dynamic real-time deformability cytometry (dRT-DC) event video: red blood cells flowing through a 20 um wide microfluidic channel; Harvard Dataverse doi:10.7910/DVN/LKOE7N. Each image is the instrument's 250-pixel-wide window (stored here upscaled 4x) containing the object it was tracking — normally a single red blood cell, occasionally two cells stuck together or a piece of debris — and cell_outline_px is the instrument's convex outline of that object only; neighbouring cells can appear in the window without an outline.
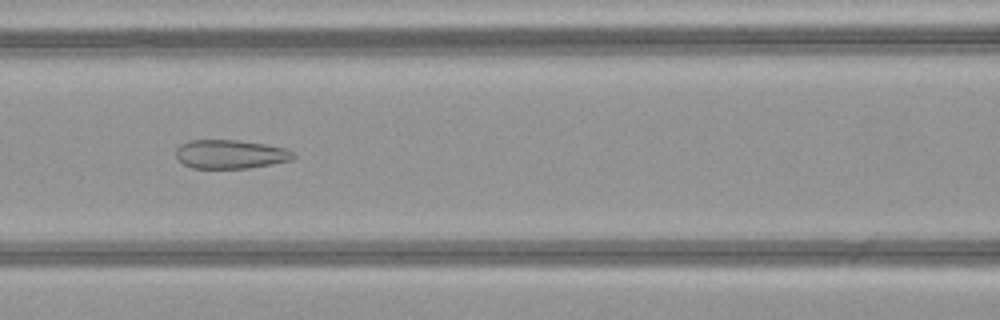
{"species": "common noctule bat (a hibernating species)", "species_latin": "Nyctalus noctula", "temperature_condition": "warm", "stored_images_in_passage": 49, "camera_frame_rate_fps": 3000, "um_per_image_px": 0.085, "animal": {"sex": "female", "body_mass_g": 21.9}, "frame": {"image": 1, "passage_image": 21, "time_ms": 6.667, "image_size_px": [1000, 320], "cell_outline_px": [[296, 156], [292, 160], [272, 164], [248, 168], [192, 168], [176, 160], [176, 148], [180, 144], [188, 140], [236, 140], [264, 144], [288, 148], [296, 152]], "centroid_in_image_um": [19.6, 13.1], "position_along_channel_um": 147.0, "area_um2": 20.0}}
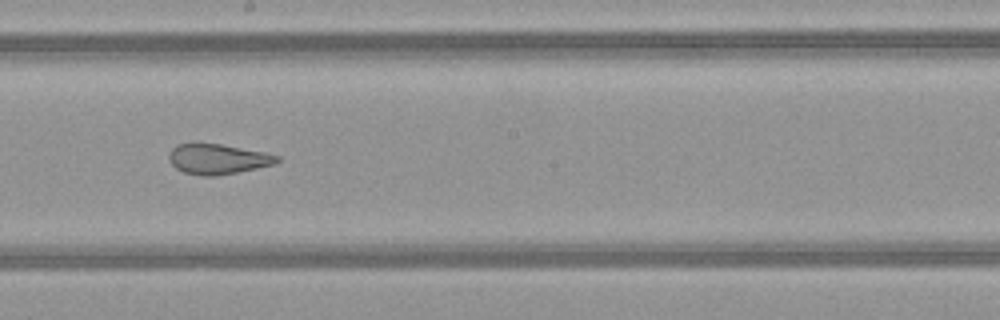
{"frame": {"image": 2, "passage_image": 27, "time_ms": 8.667, "image_size_px": [1000, 320], "cell_outline_px": [[280, 160], [276, 164], [216, 176], [204, 176], [184, 172], [176, 168], [168, 160], [168, 156], [172, 148], [176, 144], [192, 140], [196, 140], [220, 144], [264, 152], [280, 156]], "centroid_in_image_um": [18.45, 13.47], "position_along_channel_um": 229.7, "area_um2": 19.54}}
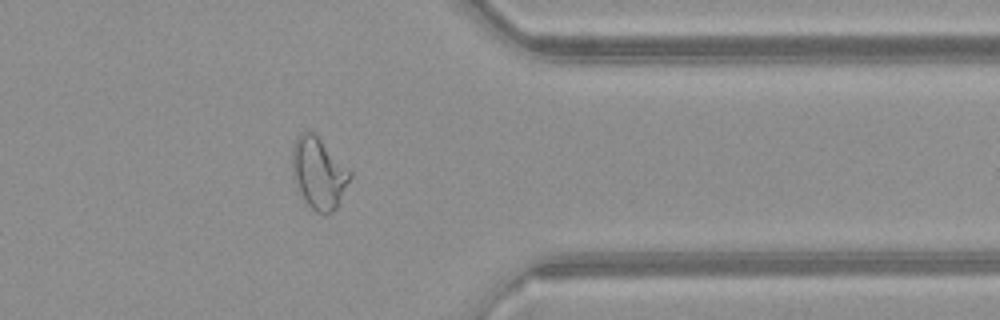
{"frame": {"image": 3, "passage_image": 39, "time_ms": 12.667, "image_size_px": [1000, 320], "cell_outline_px": [[352, 176], [336, 208], [332, 212], [316, 212], [308, 204], [300, 192], [292, 176], [292, 148], [296, 136], [300, 132], [316, 132], [352, 172]], "centroid_in_image_um": [27.09, 14.65], "position_along_channel_um": 384.3, "area_um2": 24.1}, "authors_computed_cell_mechanics": {"area_um2": 25.6054, "velocity_mm_per_s": 4.1315, "shape_relaxation_time_tau1_ms": null, "shape_relaxation_time_tau2_ms": 1.5331, "deformation_change_tau1": null, "deformation_change_tau2": 0.1}}